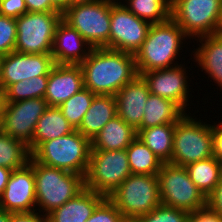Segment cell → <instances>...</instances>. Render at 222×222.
<instances>
[{
    "mask_svg": "<svg viewBox=\"0 0 222 222\" xmlns=\"http://www.w3.org/2000/svg\"><path fill=\"white\" fill-rule=\"evenodd\" d=\"M79 65L84 88L96 95H115L139 75L133 54L104 47L93 48Z\"/></svg>",
    "mask_w": 222,
    "mask_h": 222,
    "instance_id": "obj_1",
    "label": "cell"
},
{
    "mask_svg": "<svg viewBox=\"0 0 222 222\" xmlns=\"http://www.w3.org/2000/svg\"><path fill=\"white\" fill-rule=\"evenodd\" d=\"M188 39L190 38L171 18L152 24L141 48L134 55L138 74L141 76L148 71L179 65L174 61L178 59L177 56L180 57V50L185 47L183 41Z\"/></svg>",
    "mask_w": 222,
    "mask_h": 222,
    "instance_id": "obj_2",
    "label": "cell"
},
{
    "mask_svg": "<svg viewBox=\"0 0 222 222\" xmlns=\"http://www.w3.org/2000/svg\"><path fill=\"white\" fill-rule=\"evenodd\" d=\"M36 209L49 214L85 188L84 176L38 163L33 158ZM39 207V208H38Z\"/></svg>",
    "mask_w": 222,
    "mask_h": 222,
    "instance_id": "obj_3",
    "label": "cell"
},
{
    "mask_svg": "<svg viewBox=\"0 0 222 222\" xmlns=\"http://www.w3.org/2000/svg\"><path fill=\"white\" fill-rule=\"evenodd\" d=\"M91 140L78 130L43 142L31 156L41 164L85 177L89 166Z\"/></svg>",
    "mask_w": 222,
    "mask_h": 222,
    "instance_id": "obj_4",
    "label": "cell"
},
{
    "mask_svg": "<svg viewBox=\"0 0 222 222\" xmlns=\"http://www.w3.org/2000/svg\"><path fill=\"white\" fill-rule=\"evenodd\" d=\"M190 115L185 113L175 124L170 163L177 166L185 167L213 156L212 124Z\"/></svg>",
    "mask_w": 222,
    "mask_h": 222,
    "instance_id": "obj_5",
    "label": "cell"
},
{
    "mask_svg": "<svg viewBox=\"0 0 222 222\" xmlns=\"http://www.w3.org/2000/svg\"><path fill=\"white\" fill-rule=\"evenodd\" d=\"M107 198L127 222H134L161 204L158 176L131 174Z\"/></svg>",
    "mask_w": 222,
    "mask_h": 222,
    "instance_id": "obj_6",
    "label": "cell"
},
{
    "mask_svg": "<svg viewBox=\"0 0 222 222\" xmlns=\"http://www.w3.org/2000/svg\"><path fill=\"white\" fill-rule=\"evenodd\" d=\"M130 175L126 149L91 150L85 187L109 197Z\"/></svg>",
    "mask_w": 222,
    "mask_h": 222,
    "instance_id": "obj_7",
    "label": "cell"
},
{
    "mask_svg": "<svg viewBox=\"0 0 222 222\" xmlns=\"http://www.w3.org/2000/svg\"><path fill=\"white\" fill-rule=\"evenodd\" d=\"M111 0L75 4L62 13V19L76 29L93 48H108Z\"/></svg>",
    "mask_w": 222,
    "mask_h": 222,
    "instance_id": "obj_8",
    "label": "cell"
},
{
    "mask_svg": "<svg viewBox=\"0 0 222 222\" xmlns=\"http://www.w3.org/2000/svg\"><path fill=\"white\" fill-rule=\"evenodd\" d=\"M222 0H171L170 18L191 39L219 33Z\"/></svg>",
    "mask_w": 222,
    "mask_h": 222,
    "instance_id": "obj_9",
    "label": "cell"
},
{
    "mask_svg": "<svg viewBox=\"0 0 222 222\" xmlns=\"http://www.w3.org/2000/svg\"><path fill=\"white\" fill-rule=\"evenodd\" d=\"M157 176L161 204L188 213L206 206V197L191 181L184 166L163 163Z\"/></svg>",
    "mask_w": 222,
    "mask_h": 222,
    "instance_id": "obj_10",
    "label": "cell"
},
{
    "mask_svg": "<svg viewBox=\"0 0 222 222\" xmlns=\"http://www.w3.org/2000/svg\"><path fill=\"white\" fill-rule=\"evenodd\" d=\"M61 12H26L16 18L17 39L14 51L23 54L51 53Z\"/></svg>",
    "mask_w": 222,
    "mask_h": 222,
    "instance_id": "obj_11",
    "label": "cell"
},
{
    "mask_svg": "<svg viewBox=\"0 0 222 222\" xmlns=\"http://www.w3.org/2000/svg\"><path fill=\"white\" fill-rule=\"evenodd\" d=\"M48 107L45 98L5 102L1 118V131L22 141L32 154V139L37 121Z\"/></svg>",
    "mask_w": 222,
    "mask_h": 222,
    "instance_id": "obj_12",
    "label": "cell"
},
{
    "mask_svg": "<svg viewBox=\"0 0 222 222\" xmlns=\"http://www.w3.org/2000/svg\"><path fill=\"white\" fill-rule=\"evenodd\" d=\"M151 25L130 12L120 1L111 0L109 49L135 55Z\"/></svg>",
    "mask_w": 222,
    "mask_h": 222,
    "instance_id": "obj_13",
    "label": "cell"
},
{
    "mask_svg": "<svg viewBox=\"0 0 222 222\" xmlns=\"http://www.w3.org/2000/svg\"><path fill=\"white\" fill-rule=\"evenodd\" d=\"M55 65L51 53L23 54L13 51L0 57V88L4 91L9 85L49 75Z\"/></svg>",
    "mask_w": 222,
    "mask_h": 222,
    "instance_id": "obj_14",
    "label": "cell"
},
{
    "mask_svg": "<svg viewBox=\"0 0 222 222\" xmlns=\"http://www.w3.org/2000/svg\"><path fill=\"white\" fill-rule=\"evenodd\" d=\"M186 69L184 64H180L148 71L141 76L147 82L151 94L173 101L186 113L191 92Z\"/></svg>",
    "mask_w": 222,
    "mask_h": 222,
    "instance_id": "obj_15",
    "label": "cell"
},
{
    "mask_svg": "<svg viewBox=\"0 0 222 222\" xmlns=\"http://www.w3.org/2000/svg\"><path fill=\"white\" fill-rule=\"evenodd\" d=\"M0 209L10 213L36 210V185L32 156L24 167L12 171L6 188L0 196Z\"/></svg>",
    "mask_w": 222,
    "mask_h": 222,
    "instance_id": "obj_16",
    "label": "cell"
},
{
    "mask_svg": "<svg viewBox=\"0 0 222 222\" xmlns=\"http://www.w3.org/2000/svg\"><path fill=\"white\" fill-rule=\"evenodd\" d=\"M84 88L79 64H55L49 72L45 100L49 106L59 107Z\"/></svg>",
    "mask_w": 222,
    "mask_h": 222,
    "instance_id": "obj_17",
    "label": "cell"
},
{
    "mask_svg": "<svg viewBox=\"0 0 222 222\" xmlns=\"http://www.w3.org/2000/svg\"><path fill=\"white\" fill-rule=\"evenodd\" d=\"M93 47L63 19L58 23L51 55L55 64H80Z\"/></svg>",
    "mask_w": 222,
    "mask_h": 222,
    "instance_id": "obj_18",
    "label": "cell"
},
{
    "mask_svg": "<svg viewBox=\"0 0 222 222\" xmlns=\"http://www.w3.org/2000/svg\"><path fill=\"white\" fill-rule=\"evenodd\" d=\"M149 95L147 82L138 75L114 95L117 115L136 130L143 120L144 107Z\"/></svg>",
    "mask_w": 222,
    "mask_h": 222,
    "instance_id": "obj_19",
    "label": "cell"
},
{
    "mask_svg": "<svg viewBox=\"0 0 222 222\" xmlns=\"http://www.w3.org/2000/svg\"><path fill=\"white\" fill-rule=\"evenodd\" d=\"M105 198V196L85 187L75 197L47 214L48 221L86 222Z\"/></svg>",
    "mask_w": 222,
    "mask_h": 222,
    "instance_id": "obj_20",
    "label": "cell"
},
{
    "mask_svg": "<svg viewBox=\"0 0 222 222\" xmlns=\"http://www.w3.org/2000/svg\"><path fill=\"white\" fill-rule=\"evenodd\" d=\"M195 40L200 43L199 47L191 52L192 61H195L200 69L202 68L201 71L208 75V79L210 77L222 90V34L201 36Z\"/></svg>",
    "mask_w": 222,
    "mask_h": 222,
    "instance_id": "obj_21",
    "label": "cell"
},
{
    "mask_svg": "<svg viewBox=\"0 0 222 222\" xmlns=\"http://www.w3.org/2000/svg\"><path fill=\"white\" fill-rule=\"evenodd\" d=\"M136 137V130L116 115L93 137L91 150L126 149Z\"/></svg>",
    "mask_w": 222,
    "mask_h": 222,
    "instance_id": "obj_22",
    "label": "cell"
},
{
    "mask_svg": "<svg viewBox=\"0 0 222 222\" xmlns=\"http://www.w3.org/2000/svg\"><path fill=\"white\" fill-rule=\"evenodd\" d=\"M116 115L117 109L114 95H95L77 130L83 136L92 140Z\"/></svg>",
    "mask_w": 222,
    "mask_h": 222,
    "instance_id": "obj_23",
    "label": "cell"
},
{
    "mask_svg": "<svg viewBox=\"0 0 222 222\" xmlns=\"http://www.w3.org/2000/svg\"><path fill=\"white\" fill-rule=\"evenodd\" d=\"M74 130L59 107L49 106L37 121L32 139V153L43 142L68 135Z\"/></svg>",
    "mask_w": 222,
    "mask_h": 222,
    "instance_id": "obj_24",
    "label": "cell"
},
{
    "mask_svg": "<svg viewBox=\"0 0 222 222\" xmlns=\"http://www.w3.org/2000/svg\"><path fill=\"white\" fill-rule=\"evenodd\" d=\"M184 114L173 101L150 93L145 103L143 120L137 129L176 123Z\"/></svg>",
    "mask_w": 222,
    "mask_h": 222,
    "instance_id": "obj_25",
    "label": "cell"
},
{
    "mask_svg": "<svg viewBox=\"0 0 222 222\" xmlns=\"http://www.w3.org/2000/svg\"><path fill=\"white\" fill-rule=\"evenodd\" d=\"M175 124H162L144 129H136L137 137L162 163L171 162Z\"/></svg>",
    "mask_w": 222,
    "mask_h": 222,
    "instance_id": "obj_26",
    "label": "cell"
},
{
    "mask_svg": "<svg viewBox=\"0 0 222 222\" xmlns=\"http://www.w3.org/2000/svg\"><path fill=\"white\" fill-rule=\"evenodd\" d=\"M185 168L191 181L206 198L222 178V163L213 156L190 163Z\"/></svg>",
    "mask_w": 222,
    "mask_h": 222,
    "instance_id": "obj_27",
    "label": "cell"
},
{
    "mask_svg": "<svg viewBox=\"0 0 222 222\" xmlns=\"http://www.w3.org/2000/svg\"><path fill=\"white\" fill-rule=\"evenodd\" d=\"M131 174L157 175L163 163L158 157L138 138L126 148Z\"/></svg>",
    "mask_w": 222,
    "mask_h": 222,
    "instance_id": "obj_28",
    "label": "cell"
},
{
    "mask_svg": "<svg viewBox=\"0 0 222 222\" xmlns=\"http://www.w3.org/2000/svg\"><path fill=\"white\" fill-rule=\"evenodd\" d=\"M118 1H120L130 12H132L138 18L143 19L150 24L162 23L170 18L171 0Z\"/></svg>",
    "mask_w": 222,
    "mask_h": 222,
    "instance_id": "obj_29",
    "label": "cell"
},
{
    "mask_svg": "<svg viewBox=\"0 0 222 222\" xmlns=\"http://www.w3.org/2000/svg\"><path fill=\"white\" fill-rule=\"evenodd\" d=\"M31 157L28 146L0 132V166L16 170L24 167Z\"/></svg>",
    "mask_w": 222,
    "mask_h": 222,
    "instance_id": "obj_30",
    "label": "cell"
},
{
    "mask_svg": "<svg viewBox=\"0 0 222 222\" xmlns=\"http://www.w3.org/2000/svg\"><path fill=\"white\" fill-rule=\"evenodd\" d=\"M49 75L35 76L9 85L4 90L5 102H17L31 98H44Z\"/></svg>",
    "mask_w": 222,
    "mask_h": 222,
    "instance_id": "obj_31",
    "label": "cell"
},
{
    "mask_svg": "<svg viewBox=\"0 0 222 222\" xmlns=\"http://www.w3.org/2000/svg\"><path fill=\"white\" fill-rule=\"evenodd\" d=\"M95 95L89 89L83 88L59 106L63 116L75 130L82 123Z\"/></svg>",
    "mask_w": 222,
    "mask_h": 222,
    "instance_id": "obj_32",
    "label": "cell"
},
{
    "mask_svg": "<svg viewBox=\"0 0 222 222\" xmlns=\"http://www.w3.org/2000/svg\"><path fill=\"white\" fill-rule=\"evenodd\" d=\"M188 217L189 213L184 210L160 204L134 222H188Z\"/></svg>",
    "mask_w": 222,
    "mask_h": 222,
    "instance_id": "obj_33",
    "label": "cell"
},
{
    "mask_svg": "<svg viewBox=\"0 0 222 222\" xmlns=\"http://www.w3.org/2000/svg\"><path fill=\"white\" fill-rule=\"evenodd\" d=\"M16 39V19L0 15V57L14 51Z\"/></svg>",
    "mask_w": 222,
    "mask_h": 222,
    "instance_id": "obj_34",
    "label": "cell"
},
{
    "mask_svg": "<svg viewBox=\"0 0 222 222\" xmlns=\"http://www.w3.org/2000/svg\"><path fill=\"white\" fill-rule=\"evenodd\" d=\"M86 222H127L117 207L106 197Z\"/></svg>",
    "mask_w": 222,
    "mask_h": 222,
    "instance_id": "obj_35",
    "label": "cell"
},
{
    "mask_svg": "<svg viewBox=\"0 0 222 222\" xmlns=\"http://www.w3.org/2000/svg\"><path fill=\"white\" fill-rule=\"evenodd\" d=\"M28 12L25 0H0V15L18 18Z\"/></svg>",
    "mask_w": 222,
    "mask_h": 222,
    "instance_id": "obj_36",
    "label": "cell"
},
{
    "mask_svg": "<svg viewBox=\"0 0 222 222\" xmlns=\"http://www.w3.org/2000/svg\"><path fill=\"white\" fill-rule=\"evenodd\" d=\"M188 222H222V218L206 205L189 213Z\"/></svg>",
    "mask_w": 222,
    "mask_h": 222,
    "instance_id": "obj_37",
    "label": "cell"
},
{
    "mask_svg": "<svg viewBox=\"0 0 222 222\" xmlns=\"http://www.w3.org/2000/svg\"><path fill=\"white\" fill-rule=\"evenodd\" d=\"M206 205L222 218V178L207 196Z\"/></svg>",
    "mask_w": 222,
    "mask_h": 222,
    "instance_id": "obj_38",
    "label": "cell"
},
{
    "mask_svg": "<svg viewBox=\"0 0 222 222\" xmlns=\"http://www.w3.org/2000/svg\"><path fill=\"white\" fill-rule=\"evenodd\" d=\"M10 222H49L48 216L41 212H18L10 213Z\"/></svg>",
    "mask_w": 222,
    "mask_h": 222,
    "instance_id": "obj_39",
    "label": "cell"
},
{
    "mask_svg": "<svg viewBox=\"0 0 222 222\" xmlns=\"http://www.w3.org/2000/svg\"><path fill=\"white\" fill-rule=\"evenodd\" d=\"M213 124V157L222 163V121H220L218 124L217 122Z\"/></svg>",
    "mask_w": 222,
    "mask_h": 222,
    "instance_id": "obj_40",
    "label": "cell"
},
{
    "mask_svg": "<svg viewBox=\"0 0 222 222\" xmlns=\"http://www.w3.org/2000/svg\"><path fill=\"white\" fill-rule=\"evenodd\" d=\"M28 12H60L51 0H25Z\"/></svg>",
    "mask_w": 222,
    "mask_h": 222,
    "instance_id": "obj_41",
    "label": "cell"
},
{
    "mask_svg": "<svg viewBox=\"0 0 222 222\" xmlns=\"http://www.w3.org/2000/svg\"><path fill=\"white\" fill-rule=\"evenodd\" d=\"M12 171L13 170L11 169L0 166V196L2 195L4 189L6 188L10 175L12 174Z\"/></svg>",
    "mask_w": 222,
    "mask_h": 222,
    "instance_id": "obj_42",
    "label": "cell"
},
{
    "mask_svg": "<svg viewBox=\"0 0 222 222\" xmlns=\"http://www.w3.org/2000/svg\"><path fill=\"white\" fill-rule=\"evenodd\" d=\"M51 2L61 13L70 7V0H51Z\"/></svg>",
    "mask_w": 222,
    "mask_h": 222,
    "instance_id": "obj_43",
    "label": "cell"
},
{
    "mask_svg": "<svg viewBox=\"0 0 222 222\" xmlns=\"http://www.w3.org/2000/svg\"><path fill=\"white\" fill-rule=\"evenodd\" d=\"M0 222H10V212L0 209Z\"/></svg>",
    "mask_w": 222,
    "mask_h": 222,
    "instance_id": "obj_44",
    "label": "cell"
},
{
    "mask_svg": "<svg viewBox=\"0 0 222 222\" xmlns=\"http://www.w3.org/2000/svg\"><path fill=\"white\" fill-rule=\"evenodd\" d=\"M5 104L4 91L0 88V117H2Z\"/></svg>",
    "mask_w": 222,
    "mask_h": 222,
    "instance_id": "obj_45",
    "label": "cell"
},
{
    "mask_svg": "<svg viewBox=\"0 0 222 222\" xmlns=\"http://www.w3.org/2000/svg\"><path fill=\"white\" fill-rule=\"evenodd\" d=\"M93 1H97V0H70V6L75 5V4L91 3Z\"/></svg>",
    "mask_w": 222,
    "mask_h": 222,
    "instance_id": "obj_46",
    "label": "cell"
},
{
    "mask_svg": "<svg viewBox=\"0 0 222 222\" xmlns=\"http://www.w3.org/2000/svg\"><path fill=\"white\" fill-rule=\"evenodd\" d=\"M219 33L222 34V14H221L220 25H219Z\"/></svg>",
    "mask_w": 222,
    "mask_h": 222,
    "instance_id": "obj_47",
    "label": "cell"
},
{
    "mask_svg": "<svg viewBox=\"0 0 222 222\" xmlns=\"http://www.w3.org/2000/svg\"><path fill=\"white\" fill-rule=\"evenodd\" d=\"M1 118H2V117H0V132H1Z\"/></svg>",
    "mask_w": 222,
    "mask_h": 222,
    "instance_id": "obj_48",
    "label": "cell"
}]
</instances>
